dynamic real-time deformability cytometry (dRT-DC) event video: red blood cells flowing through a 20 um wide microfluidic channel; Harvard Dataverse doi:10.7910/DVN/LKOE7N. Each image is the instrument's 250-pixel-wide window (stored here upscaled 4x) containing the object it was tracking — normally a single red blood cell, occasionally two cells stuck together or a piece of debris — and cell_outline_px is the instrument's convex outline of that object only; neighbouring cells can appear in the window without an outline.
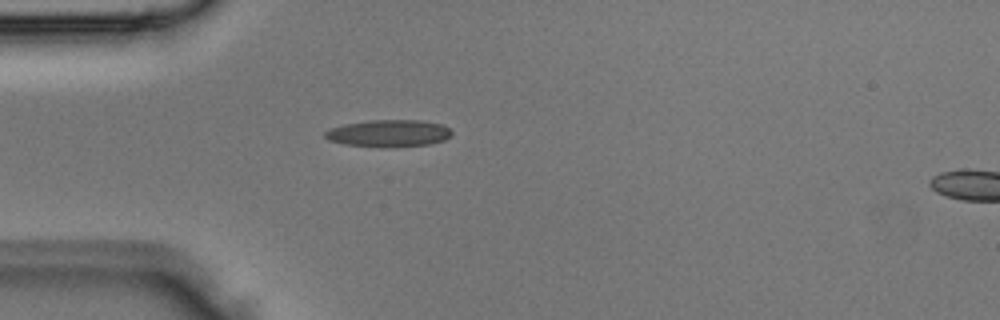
{"species": "Egyptian fruit bat (a non-hibernating species)", "species_latin": "Rousettus aegyptiacus", "temperature_condition": "room temperature", "stored_images_in_passage": 2, "segment_of_instrument_passage": [1, 2], "camera_frame_rate_fps": 3000, "um_per_image_px": 0.085, "animal": {"sex": "male"}, "frame": {"image": 1, "passage_image": 1, "time_ms": 0.0, "image_size_px": [1000, 320], "cell_outline_px": [[452, 136], [444, 140], [428, 144], [344, 144], [328, 140], [324, 136], [324, 132], [328, 128], [344, 124], [372, 120], [416, 120], [440, 124], [448, 128], [452, 132]], "centroid_in_image_um": [33.01, 11.27], "position_along_channel_um": 52.0, "area_um2": 18.84}}